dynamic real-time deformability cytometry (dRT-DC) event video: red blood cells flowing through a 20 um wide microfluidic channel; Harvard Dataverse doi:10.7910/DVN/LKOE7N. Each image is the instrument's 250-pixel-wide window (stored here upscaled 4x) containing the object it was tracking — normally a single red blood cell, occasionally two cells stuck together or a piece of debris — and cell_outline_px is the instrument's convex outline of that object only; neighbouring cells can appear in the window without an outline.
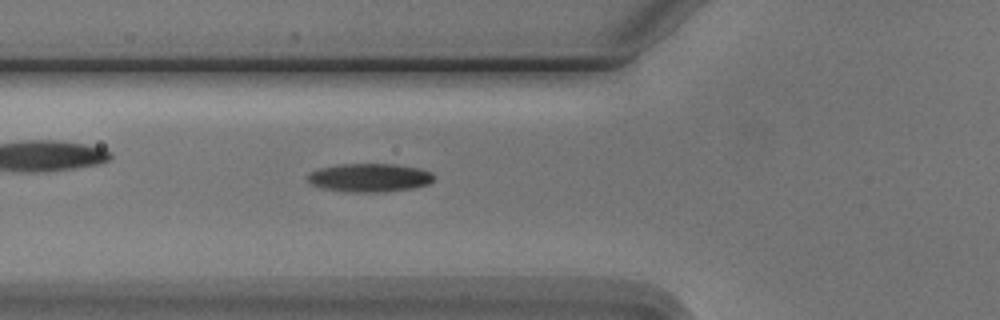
{"species": "Egyptian fruit bat (a non-hibernating species)", "species_latin": "Rousettus aegyptiacus", "temperature_condition": "cold", "stored_images_in_passage": 5, "camera_frame_rate_fps": 3000, "um_per_image_px": 0.085, "animal": {"sex": "male"}, "frame": {"image": 1, "passage_image": 5, "time_ms": 4.333, "image_size_px": [1000, 320], "cell_outline_px": [[436, 176], [428, 184], [416, 188], [384, 192], [344, 192], [320, 188], [312, 184], [308, 180], [308, 172], [320, 168], [340, 164], [396, 164], [420, 168], [432, 172]], "centroid_in_image_um": [31.43, 15.11], "position_along_channel_um": 94.4, "area_um2": 21.27}}